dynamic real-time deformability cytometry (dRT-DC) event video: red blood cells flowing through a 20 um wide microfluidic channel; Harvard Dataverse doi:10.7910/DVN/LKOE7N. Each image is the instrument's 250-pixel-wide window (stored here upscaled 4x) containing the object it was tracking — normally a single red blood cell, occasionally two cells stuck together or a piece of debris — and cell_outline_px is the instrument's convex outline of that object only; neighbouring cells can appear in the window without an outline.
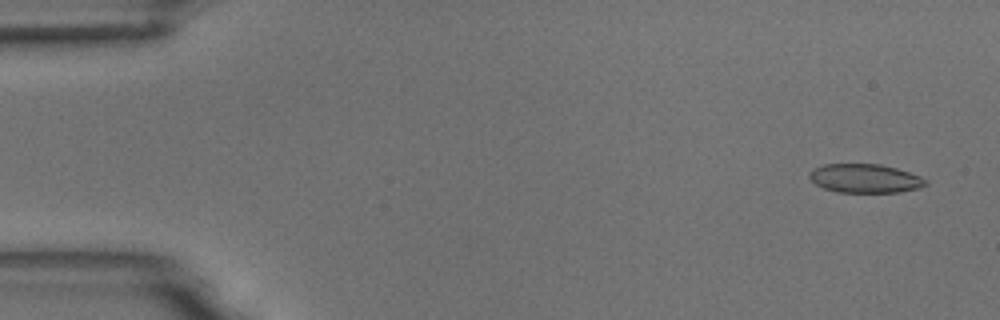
{"species": "common noctule bat (a hibernating species)", "species_latin": "Nyctalus noctula", "temperature_condition": "room temperature", "stored_images_in_passage": 5, "camera_frame_rate_fps": 3000, "um_per_image_px": 0.085, "animal": {"sex": "male", "body_mass_g": 18.8}, "frame": {"image": 1, "passage_image": 1, "time_ms": 0.0, "image_size_px": [1000, 320], "cell_outline_px": [[928, 184], [920, 188], [896, 192], [836, 192], [824, 188], [816, 184], [808, 176], [808, 172], [812, 168], [824, 164], [880, 164], [896, 168], [920, 176], [928, 180]], "centroid_in_image_um": [73.51, 15.16], "position_along_channel_um": 11.5, "area_um2": 19.59}}